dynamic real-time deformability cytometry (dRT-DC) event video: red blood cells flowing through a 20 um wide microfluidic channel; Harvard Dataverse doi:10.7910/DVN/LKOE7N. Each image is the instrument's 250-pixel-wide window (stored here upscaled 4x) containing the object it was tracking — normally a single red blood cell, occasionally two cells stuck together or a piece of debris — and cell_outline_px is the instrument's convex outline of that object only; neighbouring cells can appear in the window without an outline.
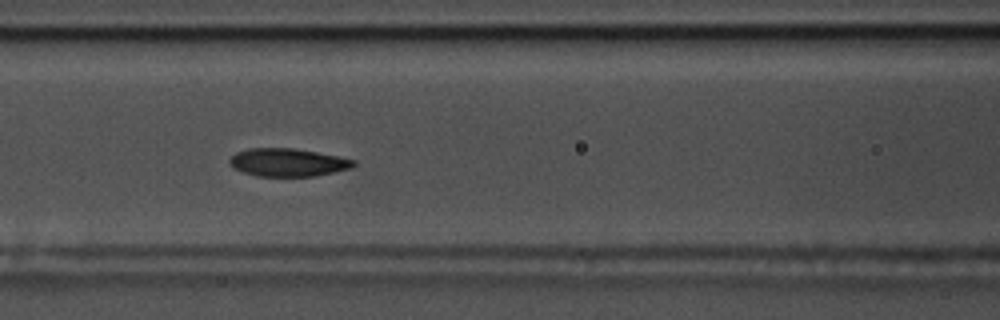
{"species": "common noctule bat (a hibernating species)", "species_latin": "Nyctalus noctula", "temperature_condition": "warm", "stored_images_in_passage": 58, "camera_frame_rate_fps": 3000, "um_per_image_px": 0.085, "animal": {"sex": "male", "body_mass_g": 17.5, "forearm_length_mm": 52.3}, "frame": {"image": 1, "passage_image": 25, "time_ms": 8.0, "image_size_px": [1000, 320], "cell_outline_px": [[356, 164], [352, 168], [312, 176], [256, 176], [244, 172], [228, 164], [228, 160], [236, 152], [248, 148], [292, 148], [340, 156], [356, 160]], "centroid_in_image_um": [24.47, 13.79], "position_along_channel_um": 142.1, "area_um2": 20.17}}
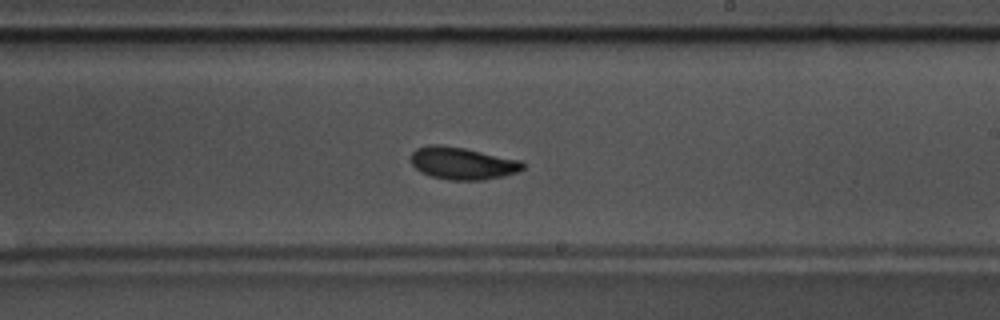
{"frame": {"image": 2, "passage_image": 34, "time_ms": 11.0, "image_size_px": [1000, 320], "cell_outline_px": [[524, 168], [520, 172], [504, 176], [484, 180], [448, 180], [432, 176], [420, 172], [412, 164], [412, 152], [416, 148], [428, 144], [440, 144], [464, 148], [520, 160], [524, 164]], "centroid_in_image_um": [39.32, 13.88], "position_along_channel_um": 249.7, "area_um2": 21.15}}